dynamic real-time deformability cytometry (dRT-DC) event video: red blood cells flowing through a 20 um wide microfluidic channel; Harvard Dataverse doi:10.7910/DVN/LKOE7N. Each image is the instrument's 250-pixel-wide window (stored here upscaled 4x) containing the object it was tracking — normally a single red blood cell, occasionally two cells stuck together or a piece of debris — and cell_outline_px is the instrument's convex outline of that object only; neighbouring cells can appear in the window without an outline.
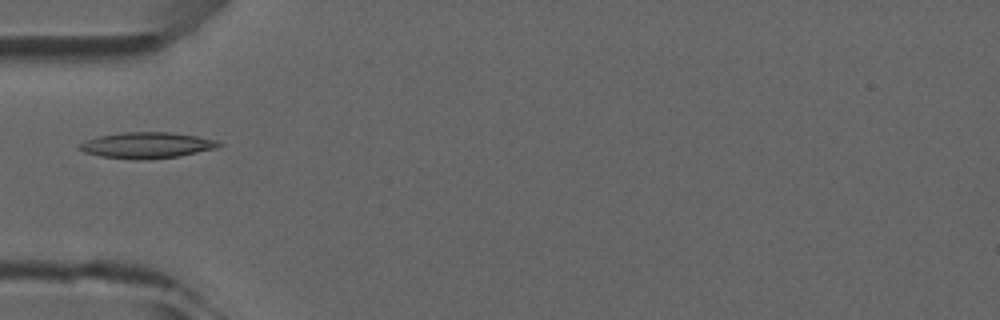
{"species": "common noctule bat (a hibernating species)", "species_latin": "Nyctalus noctula", "temperature_condition": "room temperature", "stored_images_in_passage": 5, "camera_frame_rate_fps": 3000, "um_per_image_px": 0.085, "animal": {"sex": "male", "forearm_length_mm": 52.5}, "frame": {"image": 1, "passage_image": 5, "time_ms": 4.333, "image_size_px": [1000, 320], "cell_outline_px": [[224, 144], [216, 148], [180, 156], [148, 160], [132, 160], [100, 156], [84, 152], [80, 148], [80, 144], [88, 140], [100, 136], [124, 132], [172, 132], [220, 140]], "centroid_in_image_um": [12.56, 12.35], "position_along_channel_um": 72.4, "area_um2": 21.21}}